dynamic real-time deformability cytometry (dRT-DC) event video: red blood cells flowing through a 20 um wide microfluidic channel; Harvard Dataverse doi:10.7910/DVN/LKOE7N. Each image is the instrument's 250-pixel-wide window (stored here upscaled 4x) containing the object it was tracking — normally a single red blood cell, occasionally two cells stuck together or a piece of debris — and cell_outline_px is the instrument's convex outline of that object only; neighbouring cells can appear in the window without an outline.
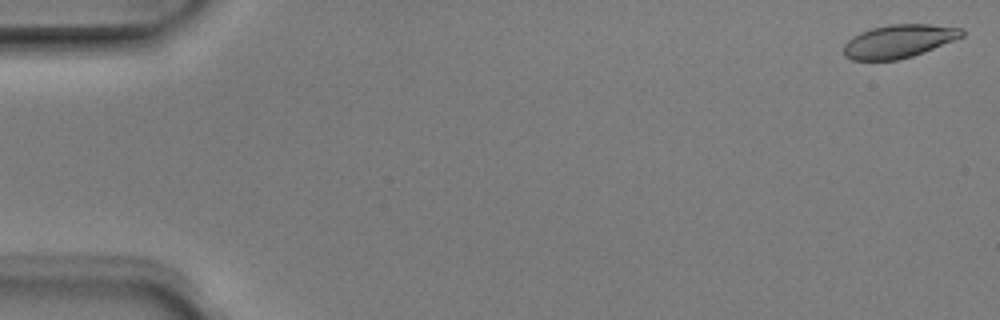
{"species": "Egyptian fruit bat (a non-hibernating species)", "species_latin": "Rousettus aegyptiacus", "temperature_condition": "room temperature", "stored_images_in_passage": 8, "camera_frame_rate_fps": 3000, "um_per_image_px": 0.085, "animal": {"sex": "male"}, "frame": {"image": 1, "passage_image": 1, "time_ms": 0.0, "image_size_px": [1000, 320], "cell_outline_px": [[964, 36], [912, 56], [896, 60], [852, 60], [844, 56], [844, 44], [852, 36], [860, 32], [872, 28], [892, 24], [928, 24], [964, 28]], "centroid_in_image_um": [76.38, 3.5], "position_along_channel_um": 8.6, "area_um2": 22.77}}
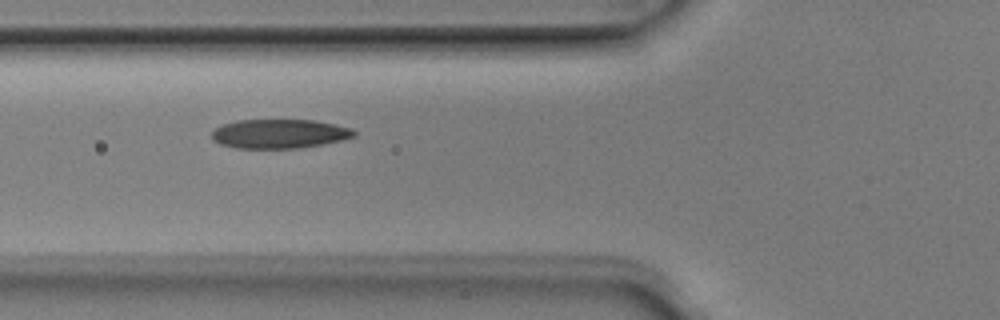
{"frame": {"image": 2, "passage_image": 5, "time_ms": 1.333, "image_size_px": [1000, 320], "cell_outline_px": [[356, 136], [324, 144], [300, 148], [236, 148], [220, 144], [212, 140], [212, 132], [220, 124], [236, 120], [316, 120], [352, 128], [356, 132]], "centroid_in_image_um": [23.74, 11.36], "position_along_channel_um": 102.1, "area_um2": 24.33}}
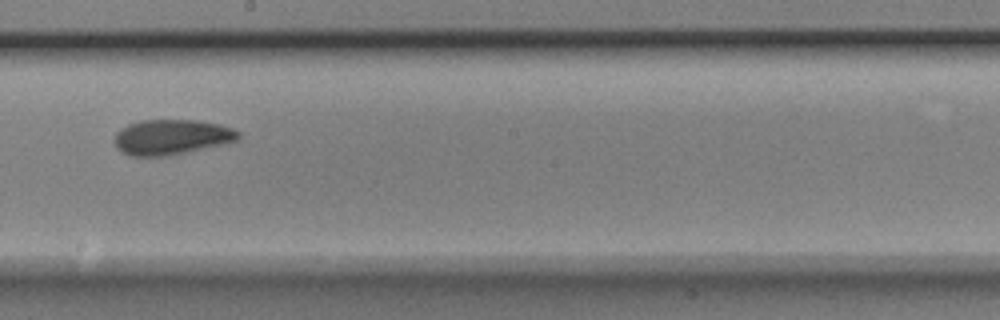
{"frame": {"image": 3, "passage_image": 8, "time_ms": 2.333, "image_size_px": [1000, 320], "cell_outline_px": [[240, 136], [236, 140], [228, 144], [168, 156], [128, 156], [120, 152], [116, 148], [112, 140], [116, 132], [120, 128], [128, 124], [140, 120], [196, 120], [220, 124], [232, 128], [240, 132]], "centroid_in_image_um": [14.55, 11.66], "position_along_channel_um": 233.7, "area_um2": 26.01}}